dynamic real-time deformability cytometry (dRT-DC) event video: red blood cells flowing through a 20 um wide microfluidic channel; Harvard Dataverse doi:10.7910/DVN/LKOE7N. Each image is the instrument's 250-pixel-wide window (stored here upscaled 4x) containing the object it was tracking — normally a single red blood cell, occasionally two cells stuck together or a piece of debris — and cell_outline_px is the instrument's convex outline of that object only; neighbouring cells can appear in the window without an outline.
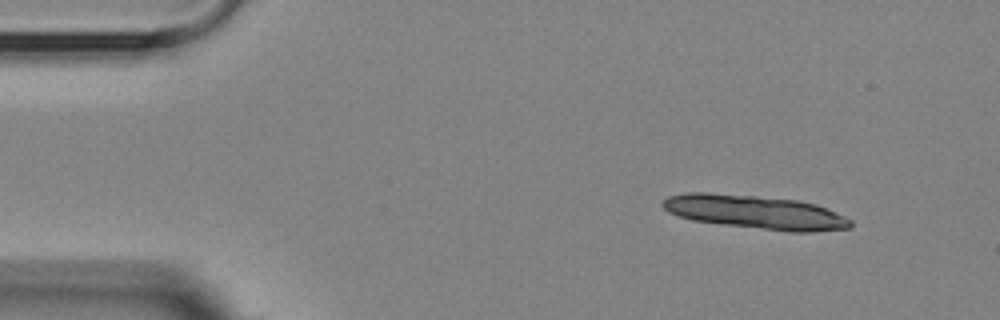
{"species": "Egyptian fruit bat (a non-hibernating species)", "species_latin": "Rousettus aegyptiacus", "temperature_condition": "room temperature", "stored_images_in_passage": 4, "camera_frame_rate_fps": 3000, "um_per_image_px": 0.085, "animal": {"sex": "female"}, "frame": {"image": 1, "passage_image": 1, "time_ms": 0.0, "image_size_px": [1000, 320], "cell_outline_px": [[852, 228], [812, 232], [788, 232], [692, 220], [668, 212], [660, 204], [668, 196], [688, 192], [708, 192], [756, 196], [796, 200], [816, 204], [844, 216], [852, 220]], "centroid_in_image_um": [64.21, 18.03], "position_along_channel_um": 20.8, "area_um2": 36.82}}